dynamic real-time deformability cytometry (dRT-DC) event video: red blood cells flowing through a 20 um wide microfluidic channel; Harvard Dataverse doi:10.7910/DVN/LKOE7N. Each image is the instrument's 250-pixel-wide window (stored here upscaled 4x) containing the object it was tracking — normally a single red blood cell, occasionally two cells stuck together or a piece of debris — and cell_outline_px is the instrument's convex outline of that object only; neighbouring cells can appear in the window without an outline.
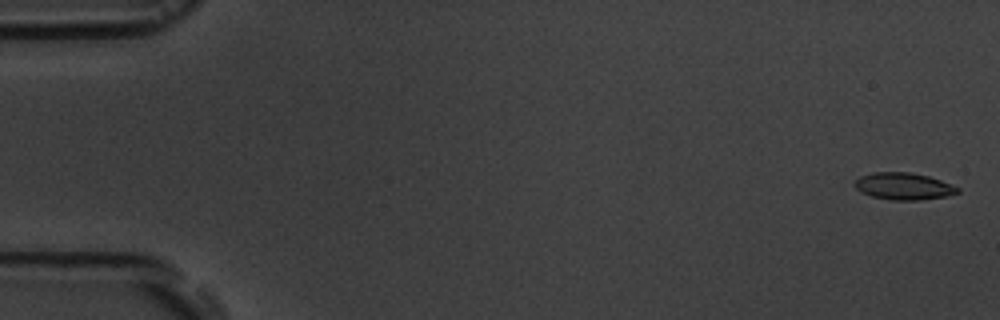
{"species": "common noctule bat (a hibernating species)", "species_latin": "Nyctalus noctula", "temperature_condition": "room temperature", "stored_images_in_passage": 6, "camera_frame_rate_fps": 3000, "um_per_image_px": 0.085, "animal": {"sex": "male", "body_mass_g": 19.5, "forearm_length_mm": 54.6}, "frame": {"image": 1, "passage_image": 1, "time_ms": 0.0, "image_size_px": [1000, 320], "cell_outline_px": [[960, 192], [944, 196], [920, 200], [892, 200], [872, 196], [860, 192], [852, 184], [860, 176], [872, 172], [908, 172], [928, 176], [940, 180], [960, 188]], "centroid_in_image_um": [76.77, 15.82], "position_along_channel_um": 8.2, "area_um2": 16.13}}
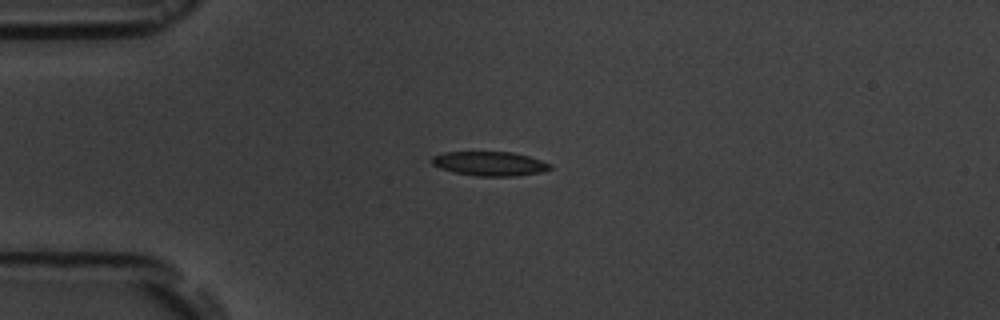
{"frame": {"image": 2, "passage_image": 4, "time_ms": 4.333, "image_size_px": [1000, 320], "cell_outline_px": [[552, 168], [540, 172], [516, 176], [476, 176], [452, 172], [440, 168], [432, 164], [432, 156], [444, 152], [512, 152], [528, 156], [552, 164]], "centroid_in_image_um": [41.61, 13.91], "position_along_channel_um": 43.4, "area_um2": 16.7}}
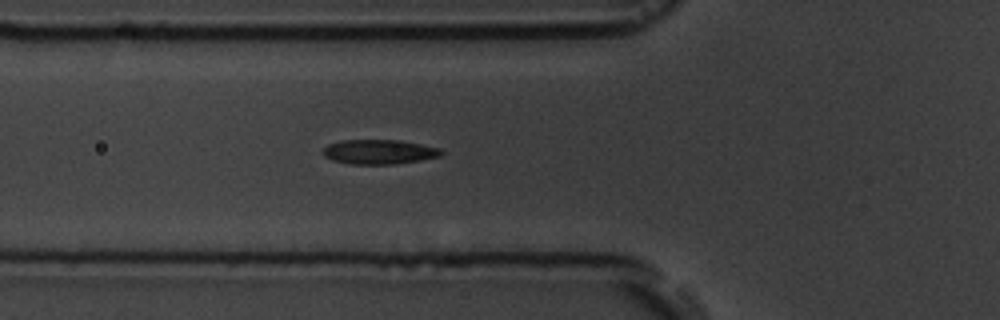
{"frame": {"image": 3, "passage_image": 6, "time_ms": 6.333, "image_size_px": [1000, 320], "cell_outline_px": [[444, 152], [440, 156], [420, 160], [392, 164], [348, 164], [332, 160], [324, 156], [320, 152], [328, 144], [340, 140], [400, 140], [440, 148]], "centroid_in_image_um": [32.18, 12.9], "position_along_channel_um": 93.6, "area_um2": 16.99}}